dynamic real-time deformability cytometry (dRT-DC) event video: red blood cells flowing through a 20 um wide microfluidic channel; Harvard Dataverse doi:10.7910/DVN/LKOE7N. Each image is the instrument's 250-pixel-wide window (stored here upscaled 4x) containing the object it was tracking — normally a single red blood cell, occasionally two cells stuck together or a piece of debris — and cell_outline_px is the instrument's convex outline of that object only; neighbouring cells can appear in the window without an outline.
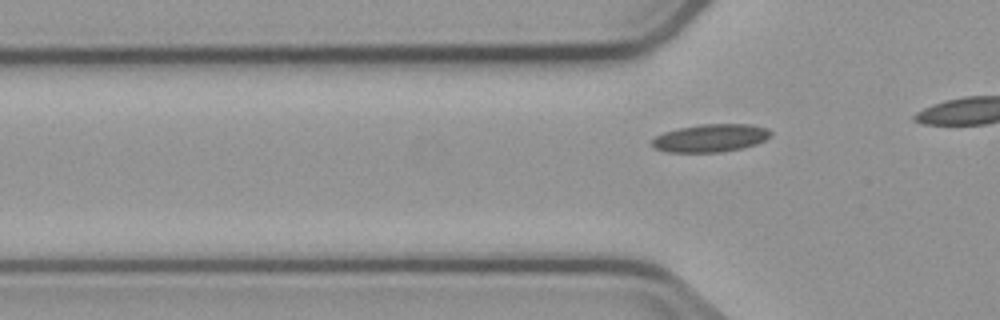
{"species": "common noctule bat (a hibernating species)", "species_latin": "Nyctalus noctula", "temperature_condition": "cold", "stored_images_in_passage": 6, "segment_of_instrument_passage": [2, 2], "camera_frame_rate_fps": 3000, "um_per_image_px": 0.085, "animal": {"sex": "male", "body_mass_g": 23.1, "forearm_length_mm": 52.7}, "frame": {"image": 1, "passage_image": 6, "time_ms": 6.0, "image_size_px": [1000, 320], "cell_outline_px": [[772, 136], [756, 144], [740, 148], [720, 152], [668, 152], [652, 148], [652, 140], [656, 136], [664, 132], [680, 128], [700, 124], [752, 124], [768, 128], [772, 132]], "centroid_in_image_um": [60.41, 11.73], "position_along_channel_um": 65.4, "area_um2": 19.31}}